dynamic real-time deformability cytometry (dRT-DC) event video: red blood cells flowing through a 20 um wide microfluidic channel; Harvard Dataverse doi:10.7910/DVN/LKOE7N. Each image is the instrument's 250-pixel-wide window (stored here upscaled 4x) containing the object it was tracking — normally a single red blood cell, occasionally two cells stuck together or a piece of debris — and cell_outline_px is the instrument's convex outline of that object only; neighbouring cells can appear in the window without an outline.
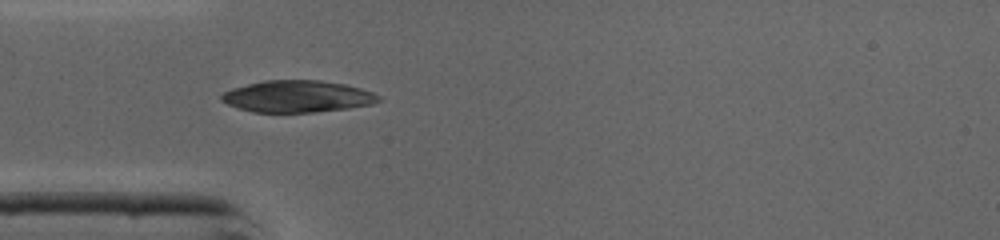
{"species": "common noctule bat (a hibernating species)", "species_latin": "Nyctalus noctula", "temperature_condition": "cold", "stored_images_in_passage": 4, "camera_frame_rate_fps": 3000, "um_per_image_px": 0.085, "animal": {"sex": "male", "body_mass_g": 19.0, "forearm_length_mm": 50.8}, "frame": {"image": 1, "passage_image": 1, "time_ms": 0.0, "image_size_px": [1000, 240], "cell_outline_px": [[380, 100], [372, 104], [348, 108], [316, 112], [252, 112], [228, 104], [220, 100], [220, 96], [224, 92], [232, 88], [264, 80], [320, 80], [344, 84], [360, 88], [372, 92], [380, 96]], "centroid_in_image_um": [25.27, 8.19], "position_along_channel_um": 59.7, "area_um2": 29.02}}